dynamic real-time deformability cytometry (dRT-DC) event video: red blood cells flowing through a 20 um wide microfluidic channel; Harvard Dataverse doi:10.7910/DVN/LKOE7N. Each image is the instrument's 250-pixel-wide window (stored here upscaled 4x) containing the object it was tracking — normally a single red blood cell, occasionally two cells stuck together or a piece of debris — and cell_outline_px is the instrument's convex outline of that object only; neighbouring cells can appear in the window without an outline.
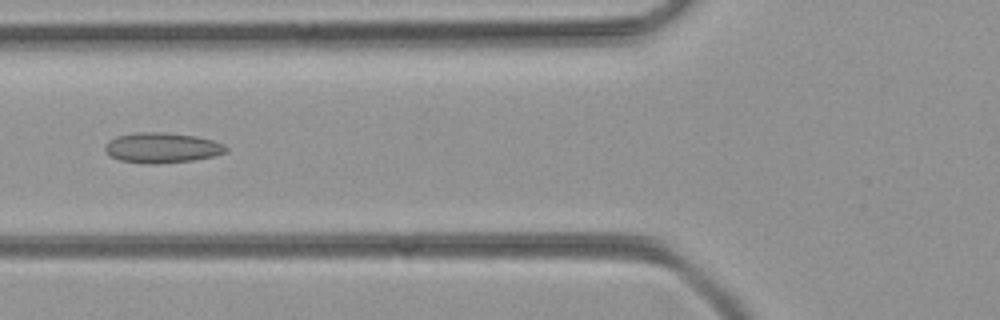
{"species": "common noctule bat (a hibernating species)", "species_latin": "Nyctalus noctula", "temperature_condition": "room temperature", "stored_images_in_passage": 37, "camera_frame_rate_fps": 3000, "um_per_image_px": 0.085, "animal": {"sex": "female", "body_mass_g": 21.9}, "frame": {"image": 1, "passage_image": 10, "time_ms": 3.0, "image_size_px": [1000, 320], "cell_outline_px": [[228, 152], [212, 156], [192, 160], [156, 164], [144, 164], [120, 160], [112, 156], [104, 148], [108, 140], [116, 136], [136, 132], [168, 132], [196, 136], [212, 140], [224, 144], [228, 148]], "centroid_in_image_um": [13.78, 12.55], "position_along_channel_um": 112.0, "area_um2": 21.39}}
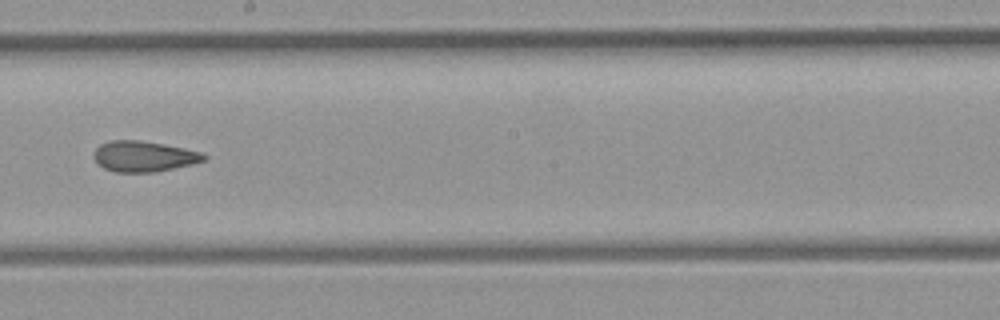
{"frame": {"image": 2, "passage_image": 19, "time_ms": 6.0, "image_size_px": [1000, 320], "cell_outline_px": [[208, 156], [204, 160], [192, 164], [156, 172], [116, 172], [104, 168], [96, 164], [92, 156], [96, 148], [100, 144], [108, 140], [140, 140], [164, 144], [204, 152]], "centroid_in_image_um": [12.2, 13.28], "position_along_channel_um": 236.0, "area_um2": 19.94}}
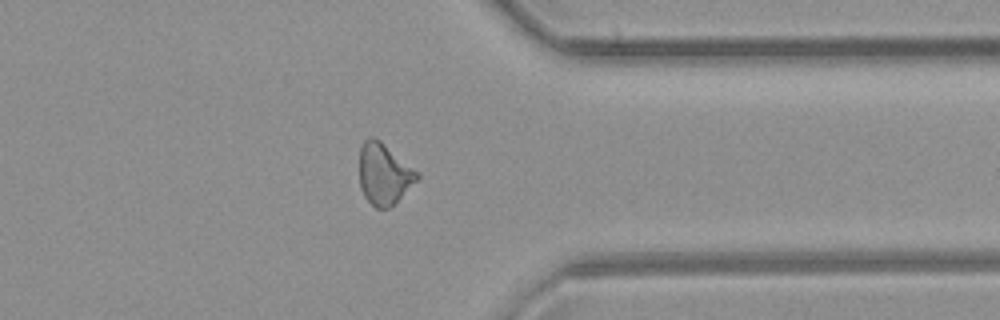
{"frame": {"image": 3, "passage_image": 30, "time_ms": 9.667, "image_size_px": [1000, 320], "cell_outline_px": [[420, 176], [388, 208], [376, 208], [364, 196], [360, 188], [360, 148], [364, 140], [372, 136], [380, 140], [420, 172]], "centroid_in_image_um": [32.63, 14.75], "position_along_channel_um": 378.8, "area_um2": 20.29}}